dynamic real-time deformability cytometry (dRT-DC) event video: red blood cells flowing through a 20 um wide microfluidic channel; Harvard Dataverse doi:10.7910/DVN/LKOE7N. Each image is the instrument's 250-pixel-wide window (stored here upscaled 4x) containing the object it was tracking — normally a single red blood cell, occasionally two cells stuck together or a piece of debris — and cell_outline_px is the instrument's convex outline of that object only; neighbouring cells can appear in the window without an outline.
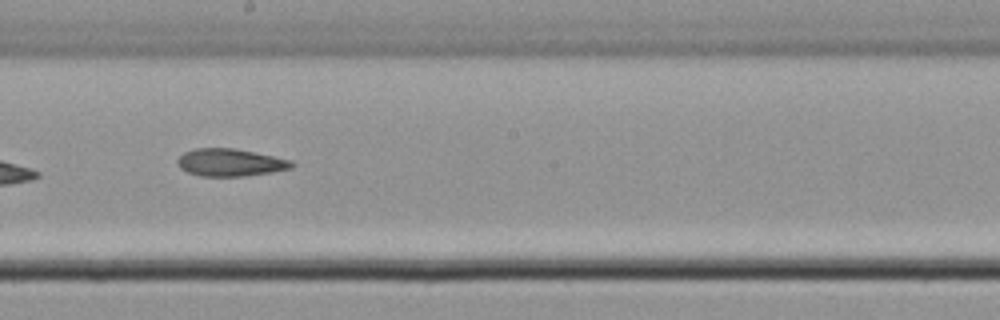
{"species": "common noctule bat (a hibernating species)", "species_latin": "Nyctalus noctula", "temperature_condition": "cold", "stored_images_in_passage": 7, "camera_frame_rate_fps": 3000, "um_per_image_px": 0.085, "animal": {"sex": "male", "body_mass_g": 21.5, "forearm_length_mm": 52.0}, "frame": {"image": 1, "passage_image": 7, "time_ms": 7.667, "image_size_px": [1000, 320], "cell_outline_px": [[296, 164], [292, 168], [272, 172], [244, 176], [200, 176], [188, 172], [180, 168], [176, 160], [184, 152], [196, 148], [236, 148], [292, 160]], "centroid_in_image_um": [19.59, 13.81], "position_along_channel_um": 228.6, "area_um2": 18.38}}